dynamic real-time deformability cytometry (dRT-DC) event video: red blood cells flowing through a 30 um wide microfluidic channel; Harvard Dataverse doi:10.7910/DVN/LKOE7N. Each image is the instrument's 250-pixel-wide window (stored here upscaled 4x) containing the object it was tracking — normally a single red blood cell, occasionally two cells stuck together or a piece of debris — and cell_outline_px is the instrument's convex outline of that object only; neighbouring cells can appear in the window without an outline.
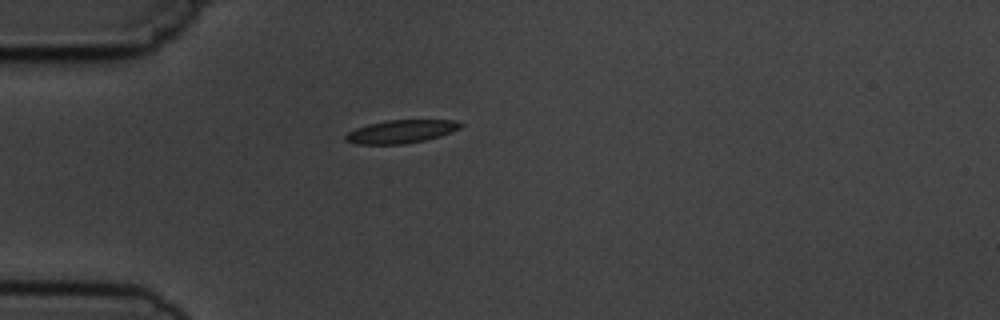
{"species": "common noctule bat (a hibernating species)", "species_latin": "Nyctalus noctula", "temperature_condition": "cold", "stored_images_in_passage": 4, "camera_frame_rate_fps": 3000, "um_per_image_px": 0.085, "animal": {"sex": "male", "body_mass_g": 19.5, "forearm_length_mm": 54.6}, "frame": {"image": 1, "passage_image": 4, "time_ms": 3.667, "image_size_px": [1000, 320], "cell_outline_px": [[464, 124], [460, 128], [452, 132], [440, 136], [424, 140], [404, 144], [356, 144], [344, 140], [344, 136], [348, 132], [356, 128], [368, 124], [388, 120], [456, 120]], "centroid_in_image_um": [34.09, 11.18], "position_along_channel_um": 50.9, "area_um2": 15.55}}